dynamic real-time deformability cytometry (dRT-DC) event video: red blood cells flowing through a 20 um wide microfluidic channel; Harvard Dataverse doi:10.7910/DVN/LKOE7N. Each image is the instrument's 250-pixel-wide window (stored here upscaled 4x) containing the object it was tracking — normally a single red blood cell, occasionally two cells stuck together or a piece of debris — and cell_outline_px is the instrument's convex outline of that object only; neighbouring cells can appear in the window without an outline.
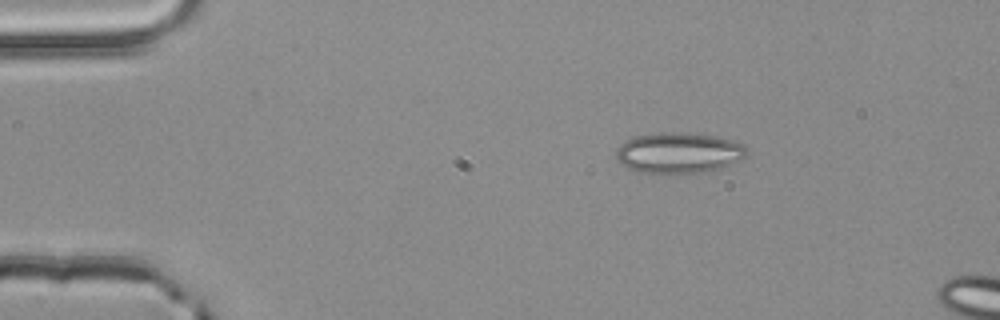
{"species": "common noctule bat (a hibernating species)", "species_latin": "Nyctalus noctula", "temperature_condition": "room temperature", "stored_images_in_passage": 2, "camera_frame_rate_fps": 3000, "um_per_image_px": 0.085, "animal": {"sex": "male", "body_mass_g": 20.4}, "frame": {"image": 1, "passage_image": 1, "time_ms": 0.0, "image_size_px": [1000, 320], "cell_outline_px": [[748, 156], [740, 160], [720, 168], [704, 172], [652, 176], [628, 168], [620, 164], [616, 156], [616, 148], [624, 140], [636, 136], [660, 132], [672, 132], [712, 136], [732, 140], [744, 144], [748, 152]], "centroid_in_image_um": [57.65, 13.03], "position_along_channel_um": 27.4, "area_um2": 31.67}}